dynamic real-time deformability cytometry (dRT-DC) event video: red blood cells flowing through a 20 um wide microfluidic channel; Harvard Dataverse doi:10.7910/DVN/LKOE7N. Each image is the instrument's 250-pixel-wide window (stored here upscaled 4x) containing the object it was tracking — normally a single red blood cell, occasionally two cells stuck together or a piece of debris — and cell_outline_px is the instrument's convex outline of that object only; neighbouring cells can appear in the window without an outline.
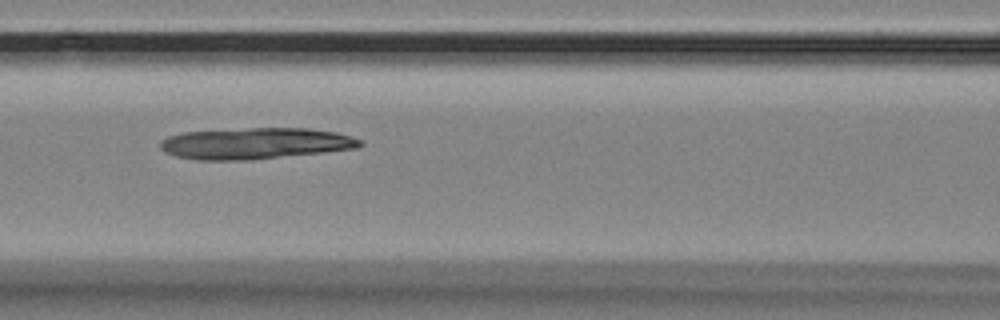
{"species": "Egyptian fruit bat (a non-hibernating species)", "species_latin": "Rousettus aegyptiacus", "temperature_condition": "room temperature", "stored_images_in_passage": 37, "camera_frame_rate_fps": 3000, "um_per_image_px": 0.085, "animal": {"sex": "female"}, "frame": {"image": 1, "passage_image": 8, "time_ms": 2.333, "image_size_px": [1000, 320], "cell_outline_px": [[364, 144], [356, 148], [324, 152], [252, 160], [196, 160], [176, 156], [164, 152], [160, 148], [160, 140], [168, 136], [184, 132], [248, 128], [308, 128], [336, 132], [360, 140]], "centroid_in_image_um": [21.66, 12.19], "position_along_channel_um": 144.9, "area_um2": 36.47}}
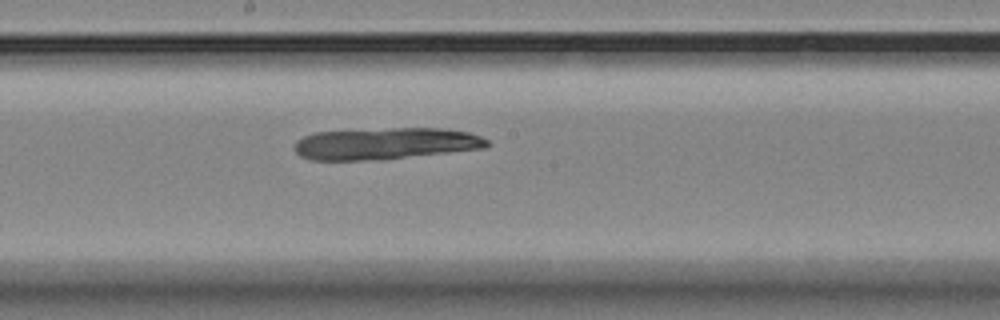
{"frame": {"image": 2, "passage_image": 14, "time_ms": 4.333, "image_size_px": [1000, 320], "cell_outline_px": [[488, 144], [484, 148], [384, 160], [308, 160], [300, 156], [292, 148], [296, 140], [304, 136], [316, 132], [392, 128], [444, 128], [468, 132], [480, 136], [488, 140]], "centroid_in_image_um": [32.73, 12.21], "position_along_channel_um": 215.5, "area_um2": 35.89}}
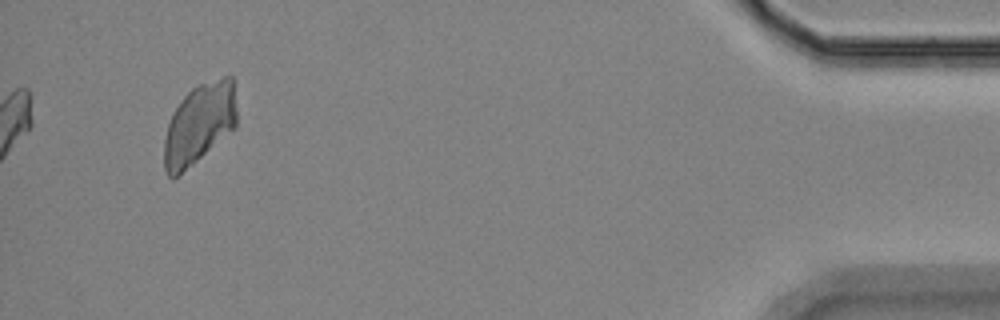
{"frame": {"image": 3, "passage_image": 37, "time_ms": 12.0, "image_size_px": [1000, 320], "cell_outline_px": [[236, 128], [192, 164], [172, 180], [168, 176], [164, 168], [164, 140], [168, 124], [172, 112], [180, 100], [192, 88], [200, 84], [224, 76], [232, 76], [236, 108]], "centroid_in_image_um": [16.93, 10.52], "position_along_channel_um": 418.3, "area_um2": 33.99}}